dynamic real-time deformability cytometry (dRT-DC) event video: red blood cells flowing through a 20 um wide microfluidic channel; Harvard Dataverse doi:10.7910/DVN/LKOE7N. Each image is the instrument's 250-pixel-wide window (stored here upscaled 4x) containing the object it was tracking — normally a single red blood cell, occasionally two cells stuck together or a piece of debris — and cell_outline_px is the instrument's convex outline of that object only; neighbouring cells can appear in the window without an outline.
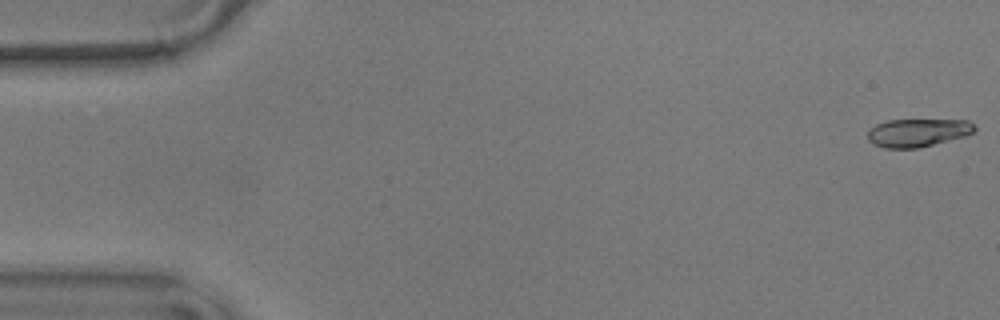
{"species": "common noctule bat (a hibernating species)", "species_latin": "Nyctalus noctula", "temperature_condition": "warm", "stored_images_in_passage": 14, "camera_frame_rate_fps": 3000, "um_per_image_px": 0.085, "animal": {"sex": "male", "body_mass_g": 17.9}, "frame": {"image": 1, "passage_image": 1, "time_ms": 0.0, "image_size_px": [1000, 320], "cell_outline_px": [[976, 128], [972, 132], [964, 136], [916, 148], [884, 148], [872, 144], [868, 140], [868, 132], [876, 124], [888, 120], [968, 120]], "centroid_in_image_um": [77.96, 11.27], "position_along_channel_um": 7.0, "area_um2": 17.22}}
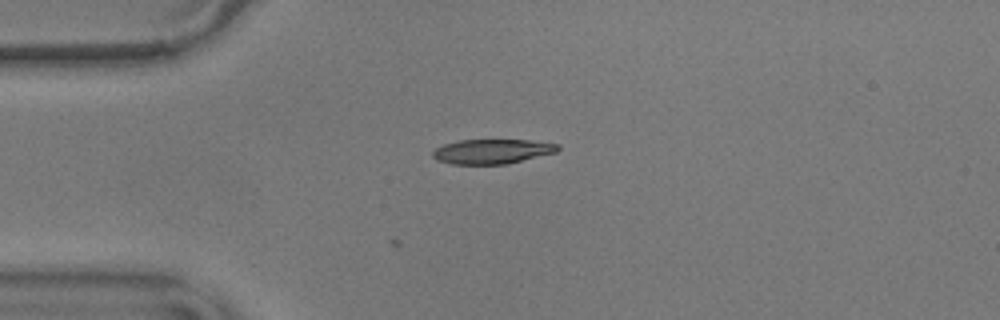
{"frame": {"image": 2, "passage_image": 14, "time_ms": 4.333, "image_size_px": [1000, 320], "cell_outline_px": [[560, 148], [556, 152], [504, 164], [452, 164], [436, 160], [432, 156], [432, 152], [436, 148], [444, 144], [460, 140], [528, 140], [560, 144]], "centroid_in_image_um": [41.81, 12.86], "position_along_channel_um": 43.2, "area_um2": 17.8}}